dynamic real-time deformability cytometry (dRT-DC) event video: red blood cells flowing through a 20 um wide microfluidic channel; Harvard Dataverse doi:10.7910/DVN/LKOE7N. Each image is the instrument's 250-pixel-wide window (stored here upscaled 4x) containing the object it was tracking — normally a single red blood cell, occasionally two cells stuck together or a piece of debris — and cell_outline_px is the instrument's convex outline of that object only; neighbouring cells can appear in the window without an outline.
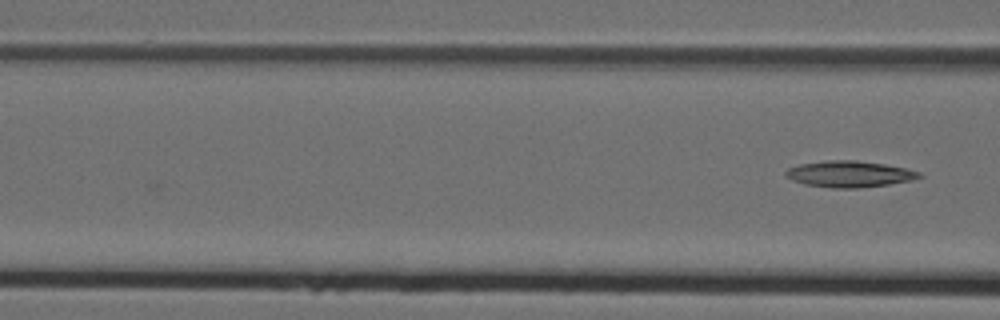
{"species": "Egyptian fruit bat (a non-hibernating species)", "species_latin": "Rousettus aegyptiacus", "temperature_condition": "cold", "stored_images_in_passage": 3, "camera_frame_rate_fps": 3000, "um_per_image_px": 0.085, "animal": {"sex": "female"}, "frame": {"image": 1, "passage_image": 3, "time_ms": 0.667, "image_size_px": [1000, 320], "cell_outline_px": [[924, 176], [908, 180], [888, 184], [856, 188], [832, 188], [804, 184], [792, 180], [784, 176], [784, 172], [788, 168], [800, 164], [828, 160], [856, 160], [884, 164], [904, 168], [920, 172]], "centroid_in_image_um": [72.14, 14.79], "position_along_channel_um": 94.5, "area_um2": 20.29}}